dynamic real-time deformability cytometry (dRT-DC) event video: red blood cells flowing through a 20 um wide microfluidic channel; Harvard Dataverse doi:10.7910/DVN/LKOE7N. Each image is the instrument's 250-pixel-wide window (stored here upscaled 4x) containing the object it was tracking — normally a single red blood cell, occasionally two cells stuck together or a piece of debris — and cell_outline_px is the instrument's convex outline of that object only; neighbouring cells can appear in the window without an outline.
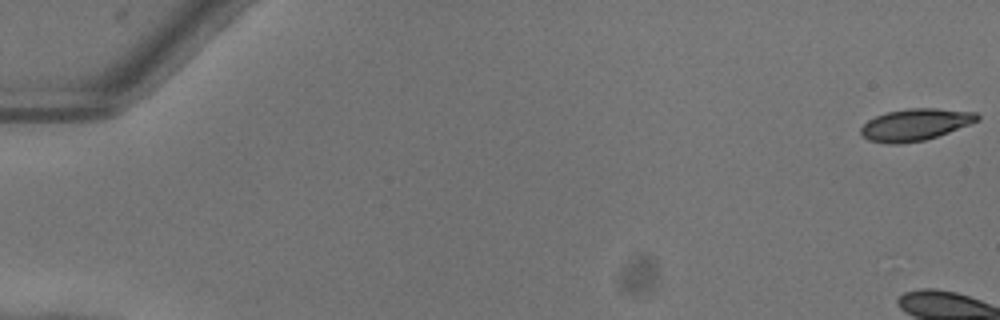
{"species": "common noctule bat (a hibernating species)", "species_latin": "Nyctalus noctula", "temperature_condition": "warm", "stored_images_in_passage": 7, "camera_frame_rate_fps": 3000, "um_per_image_px": 0.085, "animal": {"sex": "female"}, "frame": {"image": 1, "passage_image": 1, "time_ms": 0.0, "image_size_px": [1000, 320], "cell_outline_px": [[980, 120], [948, 132], [924, 140], [900, 144], [888, 144], [868, 140], [860, 132], [860, 128], [868, 120], [876, 116], [888, 112], [908, 108], [936, 108], [976, 112], [980, 116]], "centroid_in_image_um": [77.8, 10.59], "position_along_channel_um": 7.2, "area_um2": 21.5}}